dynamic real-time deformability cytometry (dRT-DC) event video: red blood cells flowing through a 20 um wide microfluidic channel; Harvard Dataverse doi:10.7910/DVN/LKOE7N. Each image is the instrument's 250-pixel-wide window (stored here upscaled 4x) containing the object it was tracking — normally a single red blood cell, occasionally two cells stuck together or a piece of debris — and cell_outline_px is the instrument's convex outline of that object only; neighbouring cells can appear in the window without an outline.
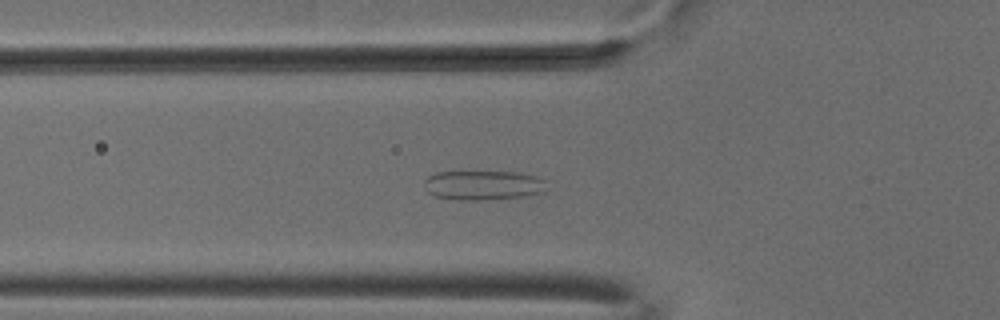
{"species": "common noctule bat (a hibernating species)", "species_latin": "Nyctalus noctula", "temperature_condition": "cold", "stored_images_in_passage": 53, "camera_frame_rate_fps": 3000, "um_per_image_px": 0.085, "animal": {"sex": "male", "body_mass_g": 18.8}, "frame": {"image": 1, "passage_image": 19, "time_ms": 6.0, "image_size_px": [1000, 320], "cell_outline_px": [[544, 192], [528, 196], [484, 200], [456, 200], [436, 196], [428, 192], [424, 188], [424, 180], [428, 176], [436, 172], [516, 172], [536, 176], [544, 180]], "centroid_in_image_um": [41.04, 15.75], "position_along_channel_um": 84.8, "area_um2": 21.1}}
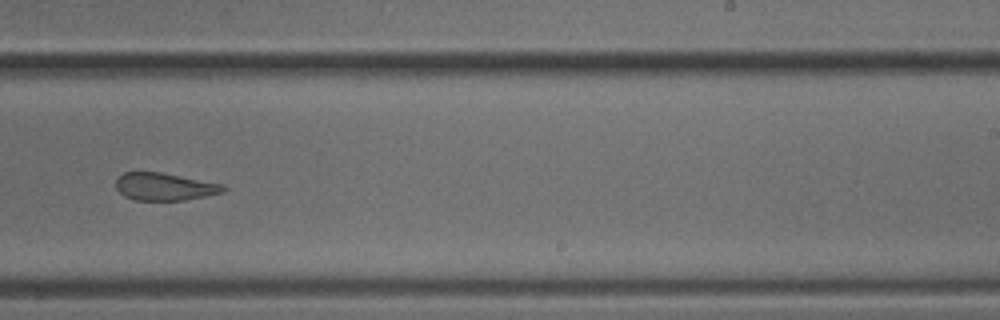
{"frame": {"image": 2, "passage_image": 34, "time_ms": 11.0, "image_size_px": [1000, 320], "cell_outline_px": [[228, 188], [224, 192], [184, 200], [136, 200], [124, 196], [116, 188], [116, 180], [124, 172], [160, 172], [224, 184]], "centroid_in_image_um": [14.01, 15.86], "position_along_channel_um": 275.0, "area_um2": 17.17}}
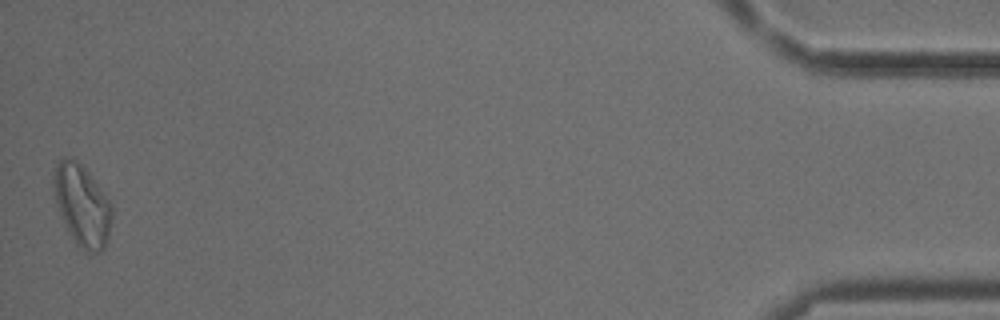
{"frame": {"image": 3, "passage_image": 53, "time_ms": 17.333, "image_size_px": [1000, 320], "cell_outline_px": [[112, 216], [108, 240], [104, 248], [100, 252], [84, 252], [76, 244], [68, 232], [60, 212], [56, 200], [52, 184], [52, 176], [60, 160], [64, 156], [68, 156], [80, 164], [88, 172], [112, 204]], "centroid_in_image_um": [6.98, 17.48], "position_along_channel_um": 428.2, "area_um2": 27.46}, "authors_computed_cell_mechanics": {"area_um2": 21.097, "velocity_mm_per_s": 3.7973, "shape_relaxation_time_tau1_ms": null, "shape_relaxation_time_tau2_ms": 1.4794, "deformation_change_tau1": null, "deformation_change_tau2": 0.094}}